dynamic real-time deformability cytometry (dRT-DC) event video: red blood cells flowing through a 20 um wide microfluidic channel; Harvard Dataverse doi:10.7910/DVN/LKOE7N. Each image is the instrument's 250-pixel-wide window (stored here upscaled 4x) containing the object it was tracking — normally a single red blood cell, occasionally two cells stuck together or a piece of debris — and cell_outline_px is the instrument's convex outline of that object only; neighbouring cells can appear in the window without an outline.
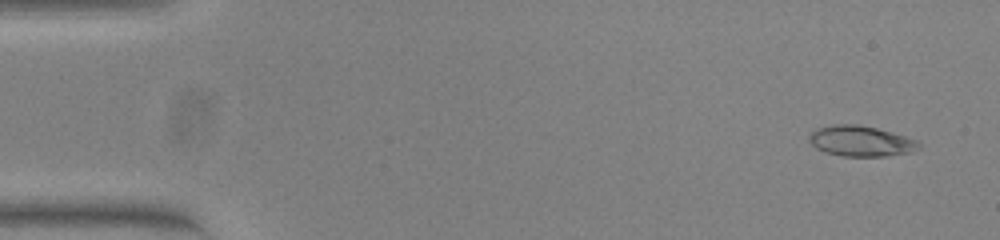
{"species": "common noctule bat (a hibernating species)", "species_latin": "Nyctalus noctula", "temperature_condition": "warm", "stored_images_in_passage": 53, "camera_frame_rate_fps": 3000, "um_per_image_px": 0.085, "animal": {"sex": "female", "body_mass_g": 23.0, "forearm_length_mm": 53.4}, "frame": {"image": 1, "passage_image": 3, "time_ms": 0.667, "image_size_px": [1000, 240], "cell_outline_px": [[920, 148], [912, 152], [884, 156], [840, 156], [824, 152], [816, 148], [808, 140], [808, 136], [816, 128], [832, 124], [856, 124], [876, 128], [892, 132], [916, 140], [920, 144]], "centroid_in_image_um": [73.14, 11.99], "position_along_channel_um": 11.9, "area_um2": 19.59}}
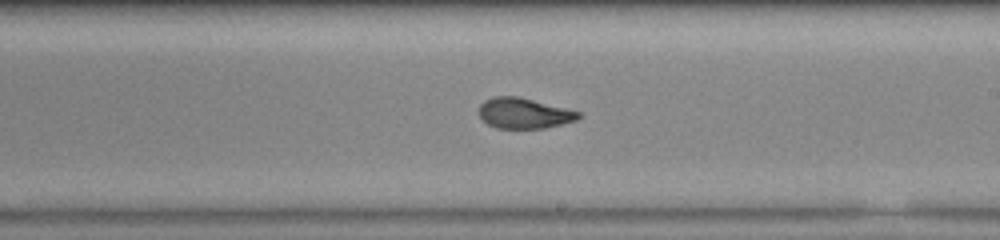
{"frame": {"image": 2, "passage_image": 31, "time_ms": 10.0, "image_size_px": [1000, 240], "cell_outline_px": [[580, 116], [576, 120], [544, 128], [496, 128], [488, 124], [480, 116], [480, 104], [484, 100], [492, 96], [516, 96], [580, 112]], "centroid_in_image_um": [44.5, 9.62], "position_along_channel_um": 244.5, "area_um2": 17.34}}
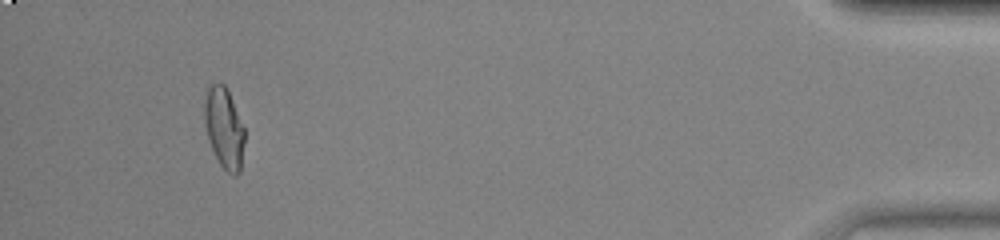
{"frame": {"image": 3, "passage_image": 50, "time_ms": 16.333, "image_size_px": [1000, 240], "cell_outline_px": [[244, 144], [240, 172], [236, 176], [228, 172], [220, 164], [208, 140], [204, 124], [204, 100], [208, 88], [212, 84], [220, 80], [224, 84], [228, 92], [244, 128]], "centroid_in_image_um": [19.03, 10.87], "position_along_channel_um": 416.2, "area_um2": 18.79}, "authors_computed_cell_mechanics": {"area_um2": 18.6116, "velocity_mm_per_s": 3.841, "shape_relaxation_time_tau1_ms": 5.8203, "shape_relaxation_time_tau2_ms": 1.349, "deformation_change_tau1": 0.2321, "deformation_change_tau2": 0.0769}}